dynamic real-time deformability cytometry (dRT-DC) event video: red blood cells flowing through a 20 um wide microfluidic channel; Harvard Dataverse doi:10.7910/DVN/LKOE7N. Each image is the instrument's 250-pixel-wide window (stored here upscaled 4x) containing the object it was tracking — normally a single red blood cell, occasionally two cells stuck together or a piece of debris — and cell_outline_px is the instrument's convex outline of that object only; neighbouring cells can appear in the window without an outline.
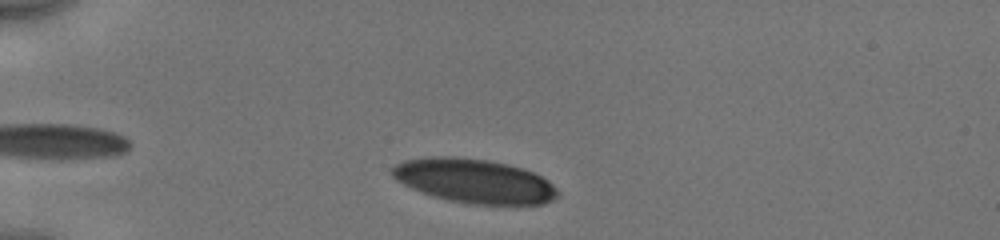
{"species": "human", "species_latin": "Homo sapiens", "temperature_condition": "cold", "stored_images_in_passage": 36, "camera_frame_rate_fps": 3000, "um_per_image_px": 0.085, "donor": {"sex": "male"}, "frame": {"image": 1, "passage_image": 3, "time_ms": 0.667, "image_size_px": [1000, 240], "cell_outline_px": [[560, 192], [552, 200], [544, 204], [472, 204], [448, 200], [432, 196], [412, 188], [396, 180], [388, 172], [396, 164], [404, 160], [428, 156], [456, 156], [488, 160], [508, 164], [532, 172], [548, 180]], "centroid_in_image_um": [40.27, 15.37], "position_along_channel_um": 44.7, "area_um2": 42.66}}
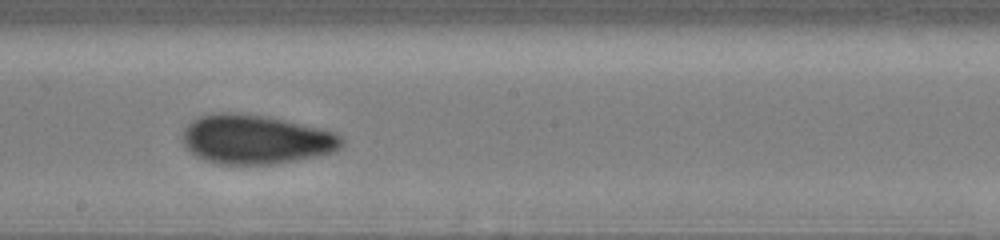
{"frame": {"image": 2, "passage_image": 20, "time_ms": 6.333, "image_size_px": [1000, 240], "cell_outline_px": [[344, 144], [336, 152], [296, 160], [272, 164], [216, 164], [204, 160], [196, 156], [184, 144], [184, 128], [192, 120], [200, 116], [212, 112], [232, 112], [268, 116], [324, 128], [336, 132], [344, 140]], "centroid_in_image_um": [21.79, 11.84], "position_along_channel_um": 226.4, "area_um2": 46.07}}
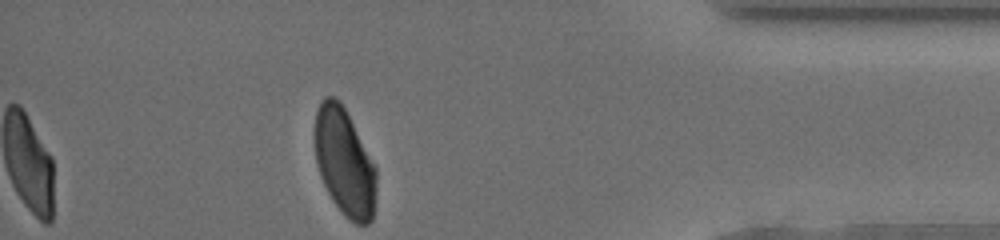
{"frame": {"image": 3, "passage_image": 36, "time_ms": 11.667, "image_size_px": [1000, 240], "cell_outline_px": [[376, 188], [372, 220], [368, 224], [356, 224], [348, 220], [344, 216], [332, 200], [320, 176], [316, 164], [316, 112], [324, 96], [336, 96], [340, 100], [376, 168]], "centroid_in_image_um": [29.28, 13.82], "position_along_channel_um": 405.9, "area_um2": 38.09}, "authors_computed_cell_mechanics": {"area_um2": 44.6216, "velocity_mm_per_s": 3.9491, "shape_relaxation_time_tau1_ms": 5.6714, "shape_relaxation_time_tau2_ms": 1.2795, "deformation_change_tau1": 0.1459, "deformation_change_tau2": 0.0689}}